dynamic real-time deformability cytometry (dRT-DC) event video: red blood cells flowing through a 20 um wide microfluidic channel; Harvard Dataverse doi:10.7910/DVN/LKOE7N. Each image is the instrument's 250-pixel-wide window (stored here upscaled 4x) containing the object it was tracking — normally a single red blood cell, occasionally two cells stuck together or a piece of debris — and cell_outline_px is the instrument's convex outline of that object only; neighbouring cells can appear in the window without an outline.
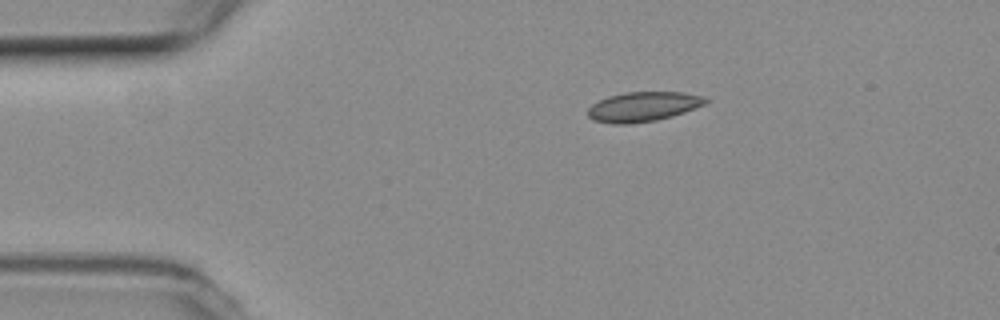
{"species": "common noctule bat (a hibernating species)", "species_latin": "Nyctalus noctula", "temperature_condition": "room temperature", "stored_images_in_passage": 45, "camera_frame_rate_fps": 3000, "um_per_image_px": 0.085, "animal": {"sex": "female", "body_mass_g": 19.3, "forearm_length_mm": 54.1}, "frame": {"image": 1, "passage_image": 1, "time_ms": 0.0, "image_size_px": [1000, 320], "cell_outline_px": [[708, 100], [704, 104], [684, 112], [672, 116], [656, 120], [632, 124], [612, 124], [592, 120], [588, 116], [588, 108], [592, 104], [608, 96], [624, 92], [684, 92], [704, 96]], "centroid_in_image_um": [54.64, 9.07], "position_along_channel_um": 30.4, "area_um2": 20.4}}
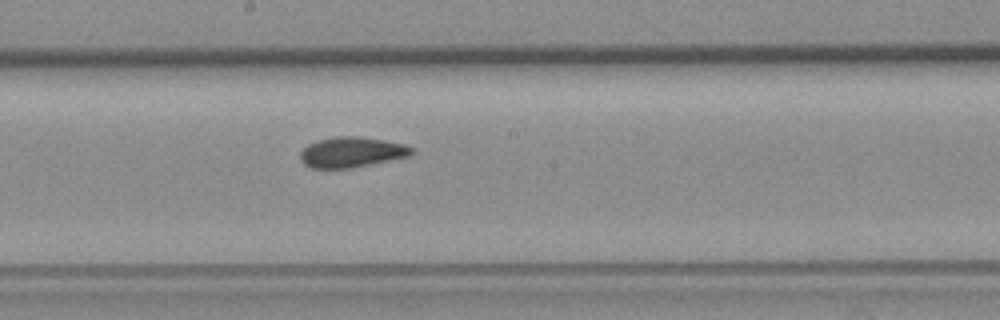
{"frame": {"image": 2, "passage_image": 20, "time_ms": 6.333, "image_size_px": [1000, 320], "cell_outline_px": [[412, 152], [408, 156], [352, 168], [312, 168], [304, 164], [300, 160], [300, 152], [308, 144], [316, 140], [336, 136], [360, 136], [384, 140], [404, 144], [412, 148]], "centroid_in_image_um": [29.84, 12.93], "position_along_channel_um": 218.4, "area_um2": 19.65}}
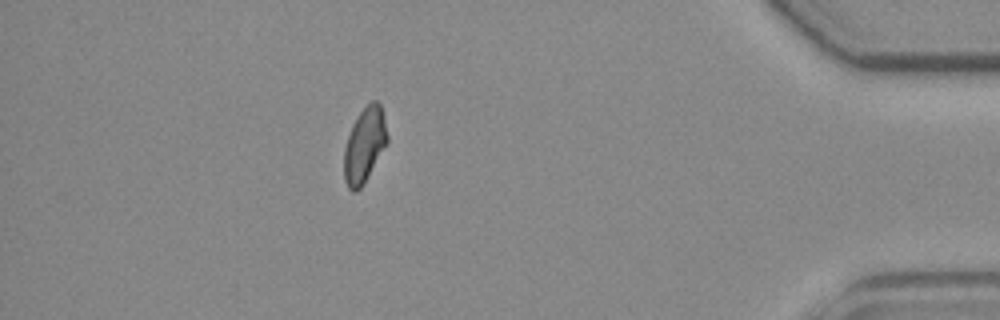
{"frame": {"image": 3, "passage_image": 39, "time_ms": 12.667, "image_size_px": [1000, 320], "cell_outline_px": [[388, 144], [364, 184], [356, 192], [352, 192], [348, 188], [344, 180], [344, 148], [352, 124], [360, 112], [372, 100], [376, 100], [380, 104], [388, 136]], "centroid_in_image_um": [30.98, 12.38], "position_along_channel_um": 404.2, "area_um2": 19.02}, "authors_computed_cell_mechanics": {"area_um2": 19.4208, "velocity_mm_per_s": 3.7421, "shape_relaxation_time_tau1_ms": 8.0315, "shape_relaxation_time_tau2_ms": 2.0481, "deformation_change_tau1": 0.1361, "deformation_change_tau2": 0.0526}}